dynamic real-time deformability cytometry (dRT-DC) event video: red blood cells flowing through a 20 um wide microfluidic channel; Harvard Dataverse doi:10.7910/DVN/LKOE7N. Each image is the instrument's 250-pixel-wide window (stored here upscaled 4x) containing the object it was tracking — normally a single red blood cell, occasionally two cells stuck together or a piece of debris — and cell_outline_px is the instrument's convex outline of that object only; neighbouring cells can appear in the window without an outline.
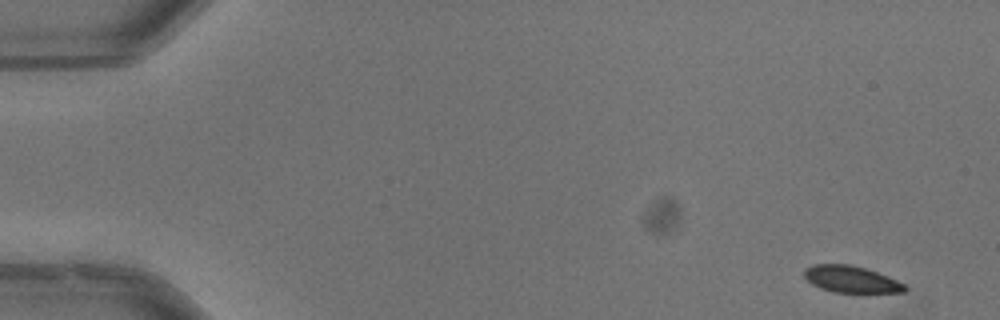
{"species": "common noctule bat (a hibernating species)", "species_latin": "Nyctalus noctula", "temperature_condition": "warm", "stored_images_in_passage": 41, "camera_frame_rate_fps": 3000, "um_per_image_px": 0.085, "animal": {"sex": "male", "body_mass_g": 13.3}, "frame": {"image": 1, "passage_image": 1, "time_ms": 0.0, "image_size_px": [1000, 320], "cell_outline_px": [[908, 288], [904, 292], [832, 292], [820, 288], [812, 284], [804, 276], [804, 268], [816, 264], [848, 264], [864, 268], [888, 276], [904, 284]], "centroid_in_image_um": [72.32, 23.73], "position_along_channel_um": 12.7, "area_um2": 15.49}}
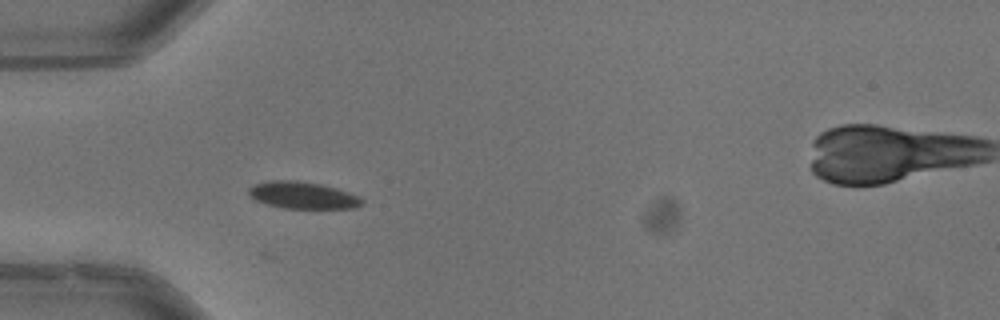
{"frame": {"image": 2, "passage_image": 15, "time_ms": 4.667, "image_size_px": [1000, 320], "cell_outline_px": [[364, 204], [352, 208], [284, 208], [268, 204], [256, 200], [248, 196], [248, 188], [256, 184], [272, 180], [296, 180], [320, 184], [336, 188], [356, 196], [364, 200]], "centroid_in_image_um": [25.7, 16.59], "position_along_channel_um": 59.3, "area_um2": 17.57}}
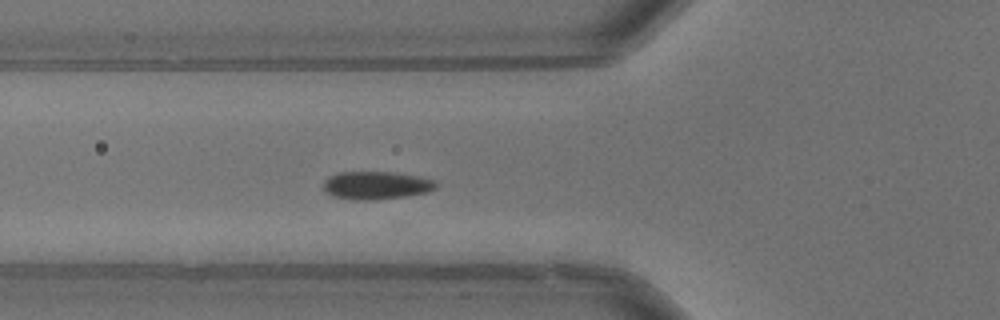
{"frame": {"image": 3, "passage_image": 18, "time_ms": 5.667, "image_size_px": [1000, 320], "cell_outline_px": [[440, 184], [436, 188], [428, 192], [404, 196], [372, 200], [360, 200], [336, 196], [328, 192], [324, 188], [324, 180], [328, 176], [336, 172], [392, 172], [416, 176], [436, 180]], "centroid_in_image_um": [32.02, 15.73], "position_along_channel_um": 93.8, "area_um2": 18.21}}